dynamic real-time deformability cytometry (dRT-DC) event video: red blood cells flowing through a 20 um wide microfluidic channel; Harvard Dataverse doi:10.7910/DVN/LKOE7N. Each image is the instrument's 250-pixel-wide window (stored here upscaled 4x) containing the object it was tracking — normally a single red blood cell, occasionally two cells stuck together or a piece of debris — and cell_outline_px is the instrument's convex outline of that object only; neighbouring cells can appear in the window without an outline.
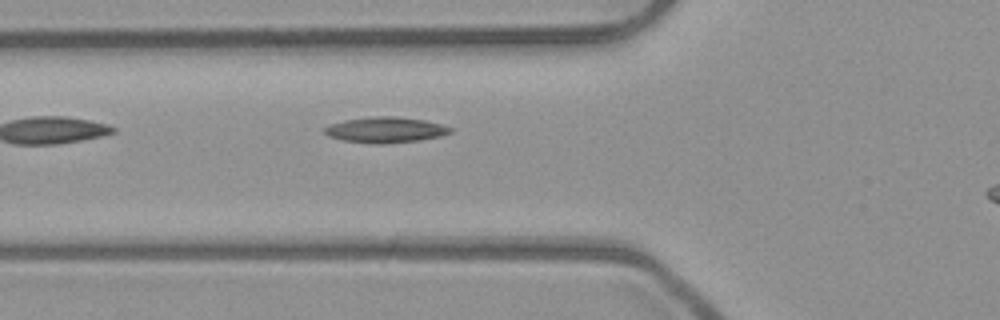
{"species": "common noctule bat (a hibernating species)", "species_latin": "Nyctalus noctula", "temperature_condition": "room temperature", "stored_images_in_passage": 6, "segment_of_instrument_passage": [1, 2], "camera_frame_rate_fps": 3000, "um_per_image_px": 0.085, "animal": {"sex": "male", "body_mass_g": 23.1, "forearm_length_mm": 52.7}, "frame": {"image": 1, "passage_image": 5, "time_ms": 1.333, "image_size_px": [1000, 320], "cell_outline_px": [[452, 132], [440, 136], [416, 140], [380, 144], [376, 144], [344, 140], [328, 136], [324, 132], [324, 128], [328, 124], [344, 120], [368, 116], [392, 116], [424, 120], [444, 124], [452, 128]], "centroid_in_image_um": [32.74, 11.02], "position_along_channel_um": 93.1, "area_um2": 18.79}}